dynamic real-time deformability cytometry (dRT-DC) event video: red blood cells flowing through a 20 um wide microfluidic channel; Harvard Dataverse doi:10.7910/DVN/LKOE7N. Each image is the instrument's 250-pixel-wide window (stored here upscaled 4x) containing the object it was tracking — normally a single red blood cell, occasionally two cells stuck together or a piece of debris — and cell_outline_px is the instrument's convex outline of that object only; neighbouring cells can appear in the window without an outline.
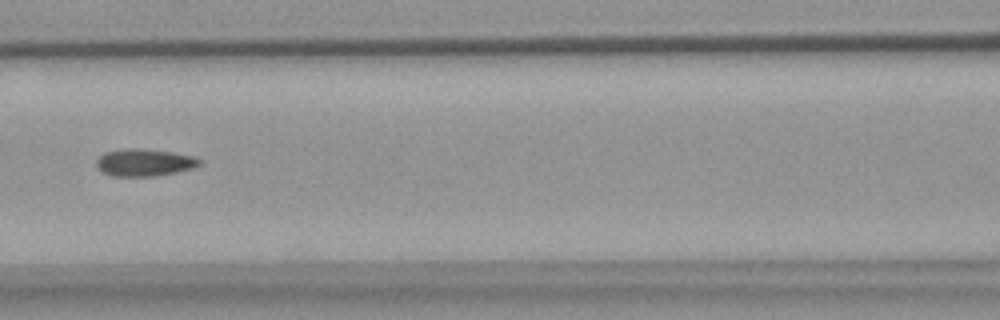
{"species": "common noctule bat (a hibernating species)", "species_latin": "Nyctalus noctula", "temperature_condition": "warm", "stored_images_in_passage": 8, "camera_frame_rate_fps": 3000, "um_per_image_px": 0.085, "animal": {"sex": "female", "body_mass_g": 18.4}, "frame": {"image": 1, "passage_image": 6, "time_ms": 6.0, "image_size_px": [1000, 320], "cell_outline_px": [[200, 164], [192, 168], [176, 172], [152, 176], [112, 176], [104, 172], [96, 164], [96, 160], [104, 152], [128, 148], [136, 148], [172, 152], [192, 156], [200, 160]], "centroid_in_image_um": [12.25, 13.81], "position_along_channel_um": 154.4, "area_um2": 16.07}}
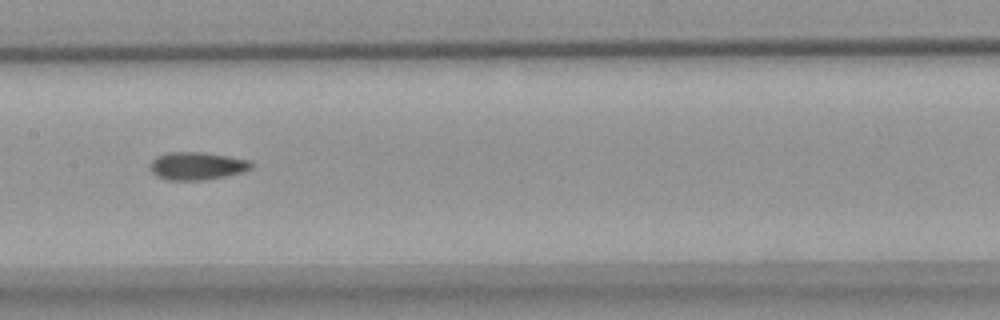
{"frame": {"image": 2, "passage_image": 7, "time_ms": 7.0, "image_size_px": [1000, 320], "cell_outline_px": [[252, 168], [240, 172], [224, 176], [204, 180], [168, 180], [156, 176], [152, 172], [152, 160], [156, 156], [168, 152], [200, 152], [228, 156], [252, 160]], "centroid_in_image_um": [16.75, 14.1], "position_along_channel_um": 190.7, "area_um2": 16.24}}
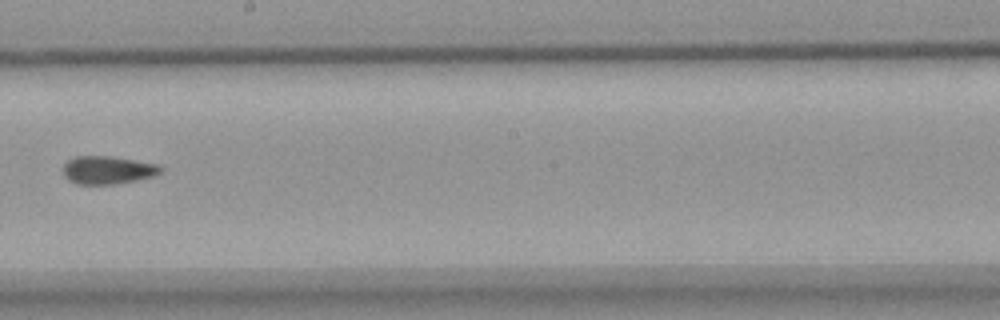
{"frame": {"image": 3, "passage_image": 8, "time_ms": 8.333, "image_size_px": [1000, 320], "cell_outline_px": [[164, 168], [160, 172], [152, 176], [136, 180], [116, 184], [76, 184], [68, 180], [64, 176], [64, 164], [72, 156], [112, 156], [160, 164]], "centroid_in_image_um": [9.16, 14.44], "position_along_channel_um": 239.0, "area_um2": 16.07}}